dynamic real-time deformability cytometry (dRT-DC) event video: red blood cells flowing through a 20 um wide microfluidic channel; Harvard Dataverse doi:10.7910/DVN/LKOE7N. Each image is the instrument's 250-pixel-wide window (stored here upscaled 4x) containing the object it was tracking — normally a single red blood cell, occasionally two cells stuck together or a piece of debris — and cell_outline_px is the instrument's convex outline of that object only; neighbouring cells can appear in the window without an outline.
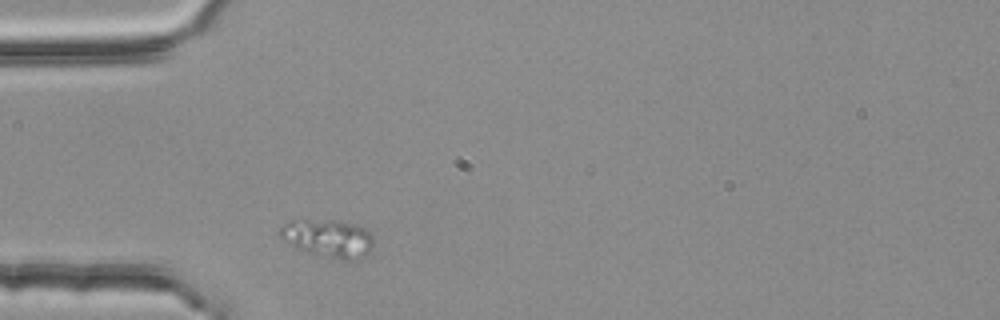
{"species": "common noctule bat (a hibernating species)", "species_latin": "Nyctalus noctula", "temperature_condition": "room temperature", "stored_images_in_passage": 1, "camera_frame_rate_fps": 3000, "um_per_image_px": 0.085, "animal": {"sex": "female", "body_mass_g": 25.1}, "frame": {"image": 1, "passage_image": 1, "time_ms": 0.0, "image_size_px": [1000, 320], "cell_outline_px": [[372, 248], [368, 256], [356, 260], [340, 260], [308, 252], [296, 248], [284, 240], [280, 236], [280, 228], [288, 220], [300, 216], [336, 220], [356, 224], [364, 228], [372, 236]], "centroid_in_image_um": [27.86, 20.21], "position_along_channel_um": 57.1, "area_um2": 21.5}}